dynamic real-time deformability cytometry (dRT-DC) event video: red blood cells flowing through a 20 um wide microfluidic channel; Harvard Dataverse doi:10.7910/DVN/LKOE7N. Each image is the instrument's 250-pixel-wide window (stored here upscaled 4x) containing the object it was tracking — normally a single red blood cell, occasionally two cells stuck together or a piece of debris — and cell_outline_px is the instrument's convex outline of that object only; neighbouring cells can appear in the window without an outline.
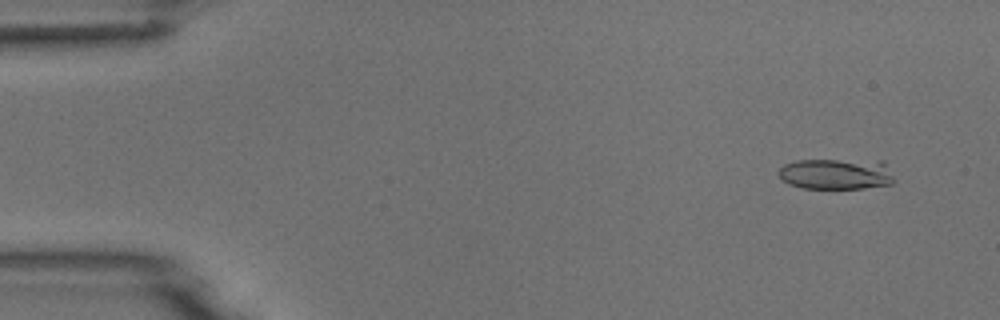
{"species": "common noctule bat (a hibernating species)", "species_latin": "Nyctalus noctula", "temperature_condition": "room temperature", "stored_images_in_passage": 4, "camera_frame_rate_fps": 3000, "um_per_image_px": 0.085, "animal": {"sex": "male", "body_mass_g": 18.8}, "frame": {"image": 1, "passage_image": 1, "time_ms": 0.0, "image_size_px": [1000, 320], "cell_outline_px": [[896, 180], [892, 184], [864, 188], [804, 188], [788, 184], [776, 172], [784, 164], [796, 160], [884, 160]], "centroid_in_image_um": [71.12, 14.77], "position_along_channel_um": 13.9, "area_um2": 21.1}}
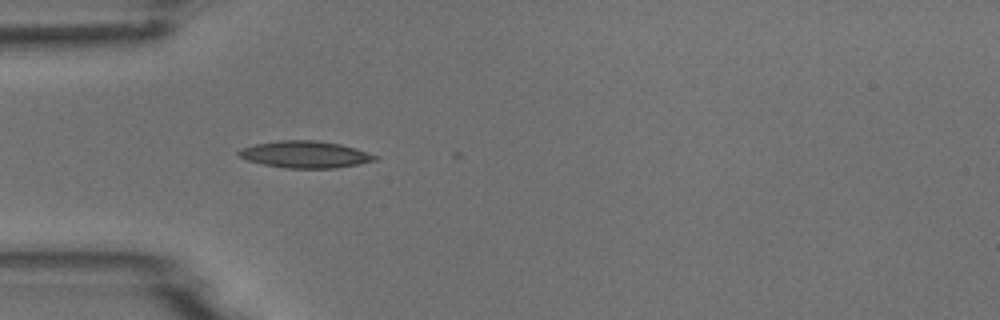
{"frame": {"image": 2, "passage_image": 4, "time_ms": 4.0, "image_size_px": [1000, 320], "cell_outline_px": [[380, 160], [336, 168], [284, 168], [264, 164], [248, 160], [236, 156], [236, 152], [240, 148], [256, 144], [280, 140], [316, 140], [340, 144], [356, 148], [380, 156]], "centroid_in_image_um": [25.97, 13.13], "position_along_channel_um": 59.0, "area_um2": 21.56}}